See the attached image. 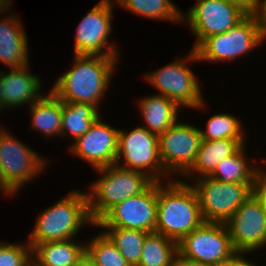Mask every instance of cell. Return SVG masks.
<instances>
[{
  "label": "cell",
  "instance_id": "1",
  "mask_svg": "<svg viewBox=\"0 0 266 266\" xmlns=\"http://www.w3.org/2000/svg\"><path fill=\"white\" fill-rule=\"evenodd\" d=\"M119 59L74 54L71 68L63 71L50 91L63 102L87 103L99 110Z\"/></svg>",
  "mask_w": 266,
  "mask_h": 266
},
{
  "label": "cell",
  "instance_id": "2",
  "mask_svg": "<svg viewBox=\"0 0 266 266\" xmlns=\"http://www.w3.org/2000/svg\"><path fill=\"white\" fill-rule=\"evenodd\" d=\"M204 222L191 184L177 177L157 182L156 232L179 242Z\"/></svg>",
  "mask_w": 266,
  "mask_h": 266
},
{
  "label": "cell",
  "instance_id": "3",
  "mask_svg": "<svg viewBox=\"0 0 266 266\" xmlns=\"http://www.w3.org/2000/svg\"><path fill=\"white\" fill-rule=\"evenodd\" d=\"M87 224V225H86ZM95 226L89 213L88 196L80 190H70L62 199L41 211L26 240L35 244L76 238L83 226Z\"/></svg>",
  "mask_w": 266,
  "mask_h": 266
},
{
  "label": "cell",
  "instance_id": "4",
  "mask_svg": "<svg viewBox=\"0 0 266 266\" xmlns=\"http://www.w3.org/2000/svg\"><path fill=\"white\" fill-rule=\"evenodd\" d=\"M95 171L100 177L91 182L86 192L89 213L95 224L116 204L143 193L155 182L145 173L116 164Z\"/></svg>",
  "mask_w": 266,
  "mask_h": 266
},
{
  "label": "cell",
  "instance_id": "5",
  "mask_svg": "<svg viewBox=\"0 0 266 266\" xmlns=\"http://www.w3.org/2000/svg\"><path fill=\"white\" fill-rule=\"evenodd\" d=\"M198 63L193 49L184 58H175L161 68L145 73L144 80L152 85L158 94L175 101L182 109H206L207 103L203 98L202 88L196 74L190 69L189 63Z\"/></svg>",
  "mask_w": 266,
  "mask_h": 266
},
{
  "label": "cell",
  "instance_id": "6",
  "mask_svg": "<svg viewBox=\"0 0 266 266\" xmlns=\"http://www.w3.org/2000/svg\"><path fill=\"white\" fill-rule=\"evenodd\" d=\"M266 41L257 16H247L227 32L205 38L195 49L199 62H231Z\"/></svg>",
  "mask_w": 266,
  "mask_h": 266
},
{
  "label": "cell",
  "instance_id": "7",
  "mask_svg": "<svg viewBox=\"0 0 266 266\" xmlns=\"http://www.w3.org/2000/svg\"><path fill=\"white\" fill-rule=\"evenodd\" d=\"M115 164L145 173L155 182L173 179L166 173L160 160L159 136L141 126H136L131 131L119 129Z\"/></svg>",
  "mask_w": 266,
  "mask_h": 266
},
{
  "label": "cell",
  "instance_id": "8",
  "mask_svg": "<svg viewBox=\"0 0 266 266\" xmlns=\"http://www.w3.org/2000/svg\"><path fill=\"white\" fill-rule=\"evenodd\" d=\"M13 135L0 126V174L5 185L17 196L21 187L36 176L40 177L49 160Z\"/></svg>",
  "mask_w": 266,
  "mask_h": 266
},
{
  "label": "cell",
  "instance_id": "9",
  "mask_svg": "<svg viewBox=\"0 0 266 266\" xmlns=\"http://www.w3.org/2000/svg\"><path fill=\"white\" fill-rule=\"evenodd\" d=\"M191 182L199 200L204 222L225 224L253 194L254 183H227L209 176Z\"/></svg>",
  "mask_w": 266,
  "mask_h": 266
},
{
  "label": "cell",
  "instance_id": "10",
  "mask_svg": "<svg viewBox=\"0 0 266 266\" xmlns=\"http://www.w3.org/2000/svg\"><path fill=\"white\" fill-rule=\"evenodd\" d=\"M226 224L203 222L178 242V254L207 266H223L234 254Z\"/></svg>",
  "mask_w": 266,
  "mask_h": 266
},
{
  "label": "cell",
  "instance_id": "11",
  "mask_svg": "<svg viewBox=\"0 0 266 266\" xmlns=\"http://www.w3.org/2000/svg\"><path fill=\"white\" fill-rule=\"evenodd\" d=\"M114 0H99L81 19L74 36V54L103 57H120L114 44L109 42L112 33Z\"/></svg>",
  "mask_w": 266,
  "mask_h": 266
},
{
  "label": "cell",
  "instance_id": "12",
  "mask_svg": "<svg viewBox=\"0 0 266 266\" xmlns=\"http://www.w3.org/2000/svg\"><path fill=\"white\" fill-rule=\"evenodd\" d=\"M247 15L231 0H197L182 22L187 23L196 41L193 50L207 37L222 34L237 26Z\"/></svg>",
  "mask_w": 266,
  "mask_h": 266
},
{
  "label": "cell",
  "instance_id": "13",
  "mask_svg": "<svg viewBox=\"0 0 266 266\" xmlns=\"http://www.w3.org/2000/svg\"><path fill=\"white\" fill-rule=\"evenodd\" d=\"M201 128L180 119L159 135V156L166 173L182 177L192 166L202 141Z\"/></svg>",
  "mask_w": 266,
  "mask_h": 266
},
{
  "label": "cell",
  "instance_id": "14",
  "mask_svg": "<svg viewBox=\"0 0 266 266\" xmlns=\"http://www.w3.org/2000/svg\"><path fill=\"white\" fill-rule=\"evenodd\" d=\"M157 182L141 194L112 207L96 224L100 228L139 229L156 232Z\"/></svg>",
  "mask_w": 266,
  "mask_h": 266
},
{
  "label": "cell",
  "instance_id": "15",
  "mask_svg": "<svg viewBox=\"0 0 266 266\" xmlns=\"http://www.w3.org/2000/svg\"><path fill=\"white\" fill-rule=\"evenodd\" d=\"M236 253H254L266 247V214L252 194L225 223Z\"/></svg>",
  "mask_w": 266,
  "mask_h": 266
},
{
  "label": "cell",
  "instance_id": "16",
  "mask_svg": "<svg viewBox=\"0 0 266 266\" xmlns=\"http://www.w3.org/2000/svg\"><path fill=\"white\" fill-rule=\"evenodd\" d=\"M119 129L99 116L88 131L69 146V153L87 162L94 170L115 164Z\"/></svg>",
  "mask_w": 266,
  "mask_h": 266
},
{
  "label": "cell",
  "instance_id": "17",
  "mask_svg": "<svg viewBox=\"0 0 266 266\" xmlns=\"http://www.w3.org/2000/svg\"><path fill=\"white\" fill-rule=\"evenodd\" d=\"M30 64L0 71V107L2 111L13 109L14 107L31 106L34 102L41 99L44 93L42 82L38 74L34 75L29 69Z\"/></svg>",
  "mask_w": 266,
  "mask_h": 266
},
{
  "label": "cell",
  "instance_id": "18",
  "mask_svg": "<svg viewBox=\"0 0 266 266\" xmlns=\"http://www.w3.org/2000/svg\"><path fill=\"white\" fill-rule=\"evenodd\" d=\"M24 29L19 15L0 16V62L8 70L29 64V40Z\"/></svg>",
  "mask_w": 266,
  "mask_h": 266
},
{
  "label": "cell",
  "instance_id": "19",
  "mask_svg": "<svg viewBox=\"0 0 266 266\" xmlns=\"http://www.w3.org/2000/svg\"><path fill=\"white\" fill-rule=\"evenodd\" d=\"M245 140L247 139L202 140L194 163L180 180L188 183L189 178L194 181L209 176L219 162L232 156L246 144Z\"/></svg>",
  "mask_w": 266,
  "mask_h": 266
},
{
  "label": "cell",
  "instance_id": "20",
  "mask_svg": "<svg viewBox=\"0 0 266 266\" xmlns=\"http://www.w3.org/2000/svg\"><path fill=\"white\" fill-rule=\"evenodd\" d=\"M135 104L144 120L141 127L158 136L179 120L182 109L175 101L157 93L144 96Z\"/></svg>",
  "mask_w": 266,
  "mask_h": 266
},
{
  "label": "cell",
  "instance_id": "21",
  "mask_svg": "<svg viewBox=\"0 0 266 266\" xmlns=\"http://www.w3.org/2000/svg\"><path fill=\"white\" fill-rule=\"evenodd\" d=\"M75 238L45 242L32 247V260L38 266H73L86 253V243Z\"/></svg>",
  "mask_w": 266,
  "mask_h": 266
},
{
  "label": "cell",
  "instance_id": "22",
  "mask_svg": "<svg viewBox=\"0 0 266 266\" xmlns=\"http://www.w3.org/2000/svg\"><path fill=\"white\" fill-rule=\"evenodd\" d=\"M31 130L41 133L45 138L61 137L62 100L51 91L29 106Z\"/></svg>",
  "mask_w": 266,
  "mask_h": 266
},
{
  "label": "cell",
  "instance_id": "23",
  "mask_svg": "<svg viewBox=\"0 0 266 266\" xmlns=\"http://www.w3.org/2000/svg\"><path fill=\"white\" fill-rule=\"evenodd\" d=\"M246 147L244 144L235 154L219 162L209 177L227 183H254L255 176L262 165L258 166L259 161H253L252 158L250 161Z\"/></svg>",
  "mask_w": 266,
  "mask_h": 266
},
{
  "label": "cell",
  "instance_id": "24",
  "mask_svg": "<svg viewBox=\"0 0 266 266\" xmlns=\"http://www.w3.org/2000/svg\"><path fill=\"white\" fill-rule=\"evenodd\" d=\"M95 106L87 103L62 101L61 137L75 142L85 134L100 114Z\"/></svg>",
  "mask_w": 266,
  "mask_h": 266
},
{
  "label": "cell",
  "instance_id": "25",
  "mask_svg": "<svg viewBox=\"0 0 266 266\" xmlns=\"http://www.w3.org/2000/svg\"><path fill=\"white\" fill-rule=\"evenodd\" d=\"M116 6L152 20L182 23V11L172 0H114Z\"/></svg>",
  "mask_w": 266,
  "mask_h": 266
},
{
  "label": "cell",
  "instance_id": "26",
  "mask_svg": "<svg viewBox=\"0 0 266 266\" xmlns=\"http://www.w3.org/2000/svg\"><path fill=\"white\" fill-rule=\"evenodd\" d=\"M177 254L178 242L158 232H150L144 239L136 266H172Z\"/></svg>",
  "mask_w": 266,
  "mask_h": 266
},
{
  "label": "cell",
  "instance_id": "27",
  "mask_svg": "<svg viewBox=\"0 0 266 266\" xmlns=\"http://www.w3.org/2000/svg\"><path fill=\"white\" fill-rule=\"evenodd\" d=\"M102 230L115 244L128 264L136 266L142 253L144 239L148 233L139 229L125 228H102Z\"/></svg>",
  "mask_w": 266,
  "mask_h": 266
},
{
  "label": "cell",
  "instance_id": "28",
  "mask_svg": "<svg viewBox=\"0 0 266 266\" xmlns=\"http://www.w3.org/2000/svg\"><path fill=\"white\" fill-rule=\"evenodd\" d=\"M241 120L230 113H217L207 119L205 130L200 129L202 140L246 139Z\"/></svg>",
  "mask_w": 266,
  "mask_h": 266
},
{
  "label": "cell",
  "instance_id": "29",
  "mask_svg": "<svg viewBox=\"0 0 266 266\" xmlns=\"http://www.w3.org/2000/svg\"><path fill=\"white\" fill-rule=\"evenodd\" d=\"M85 243L86 253L96 266H130L103 231Z\"/></svg>",
  "mask_w": 266,
  "mask_h": 266
},
{
  "label": "cell",
  "instance_id": "30",
  "mask_svg": "<svg viewBox=\"0 0 266 266\" xmlns=\"http://www.w3.org/2000/svg\"><path fill=\"white\" fill-rule=\"evenodd\" d=\"M32 260V247L28 242L0 241V266H25Z\"/></svg>",
  "mask_w": 266,
  "mask_h": 266
},
{
  "label": "cell",
  "instance_id": "31",
  "mask_svg": "<svg viewBox=\"0 0 266 266\" xmlns=\"http://www.w3.org/2000/svg\"><path fill=\"white\" fill-rule=\"evenodd\" d=\"M264 166H262L255 176L253 194L260 201L266 214V167Z\"/></svg>",
  "mask_w": 266,
  "mask_h": 266
},
{
  "label": "cell",
  "instance_id": "32",
  "mask_svg": "<svg viewBox=\"0 0 266 266\" xmlns=\"http://www.w3.org/2000/svg\"><path fill=\"white\" fill-rule=\"evenodd\" d=\"M236 4L247 16H256L260 9L262 0H231Z\"/></svg>",
  "mask_w": 266,
  "mask_h": 266
},
{
  "label": "cell",
  "instance_id": "33",
  "mask_svg": "<svg viewBox=\"0 0 266 266\" xmlns=\"http://www.w3.org/2000/svg\"><path fill=\"white\" fill-rule=\"evenodd\" d=\"M248 253H235L223 266H256L257 264L248 260Z\"/></svg>",
  "mask_w": 266,
  "mask_h": 266
},
{
  "label": "cell",
  "instance_id": "34",
  "mask_svg": "<svg viewBox=\"0 0 266 266\" xmlns=\"http://www.w3.org/2000/svg\"><path fill=\"white\" fill-rule=\"evenodd\" d=\"M256 16L258 18L263 35L266 39V0H262L261 9Z\"/></svg>",
  "mask_w": 266,
  "mask_h": 266
},
{
  "label": "cell",
  "instance_id": "35",
  "mask_svg": "<svg viewBox=\"0 0 266 266\" xmlns=\"http://www.w3.org/2000/svg\"><path fill=\"white\" fill-rule=\"evenodd\" d=\"M172 266H207L202 263L192 261L177 254Z\"/></svg>",
  "mask_w": 266,
  "mask_h": 266
},
{
  "label": "cell",
  "instance_id": "36",
  "mask_svg": "<svg viewBox=\"0 0 266 266\" xmlns=\"http://www.w3.org/2000/svg\"><path fill=\"white\" fill-rule=\"evenodd\" d=\"M73 266H96L93 260L85 253Z\"/></svg>",
  "mask_w": 266,
  "mask_h": 266
},
{
  "label": "cell",
  "instance_id": "37",
  "mask_svg": "<svg viewBox=\"0 0 266 266\" xmlns=\"http://www.w3.org/2000/svg\"><path fill=\"white\" fill-rule=\"evenodd\" d=\"M12 0H0V15L7 13L12 7Z\"/></svg>",
  "mask_w": 266,
  "mask_h": 266
},
{
  "label": "cell",
  "instance_id": "38",
  "mask_svg": "<svg viewBox=\"0 0 266 266\" xmlns=\"http://www.w3.org/2000/svg\"><path fill=\"white\" fill-rule=\"evenodd\" d=\"M0 190H1L2 195L4 196H9V197L15 196V194L3 182L1 174H0Z\"/></svg>",
  "mask_w": 266,
  "mask_h": 266
},
{
  "label": "cell",
  "instance_id": "39",
  "mask_svg": "<svg viewBox=\"0 0 266 266\" xmlns=\"http://www.w3.org/2000/svg\"><path fill=\"white\" fill-rule=\"evenodd\" d=\"M25 266H38L33 260H31L27 265Z\"/></svg>",
  "mask_w": 266,
  "mask_h": 266
}]
</instances>
